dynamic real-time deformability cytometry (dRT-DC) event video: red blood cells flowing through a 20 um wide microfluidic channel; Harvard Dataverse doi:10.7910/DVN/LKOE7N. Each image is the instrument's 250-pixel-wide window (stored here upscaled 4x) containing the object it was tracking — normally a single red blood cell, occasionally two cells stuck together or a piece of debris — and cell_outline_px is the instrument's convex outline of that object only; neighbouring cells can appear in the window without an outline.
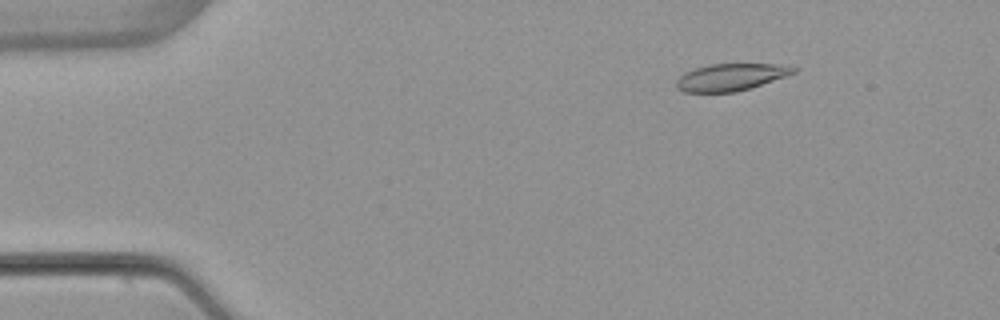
{"species": "common noctule bat (a hibernating species)", "species_latin": "Nyctalus noctula", "temperature_condition": "warm", "stored_images_in_passage": 4, "camera_frame_rate_fps": 3000, "um_per_image_px": 0.085, "animal": {"sex": "female", "body_mass_g": 22.7, "forearm_length_mm": 54.2}, "frame": {"image": 1, "passage_image": 1, "time_ms": 0.0, "image_size_px": [1000, 320], "cell_outline_px": [[800, 68], [796, 72], [788, 76], [752, 88], [736, 92], [684, 92], [676, 88], [676, 80], [684, 72], [708, 64], [792, 64]], "centroid_in_image_um": [62.21, 6.55], "position_along_channel_um": 22.8, "area_um2": 18.96}}